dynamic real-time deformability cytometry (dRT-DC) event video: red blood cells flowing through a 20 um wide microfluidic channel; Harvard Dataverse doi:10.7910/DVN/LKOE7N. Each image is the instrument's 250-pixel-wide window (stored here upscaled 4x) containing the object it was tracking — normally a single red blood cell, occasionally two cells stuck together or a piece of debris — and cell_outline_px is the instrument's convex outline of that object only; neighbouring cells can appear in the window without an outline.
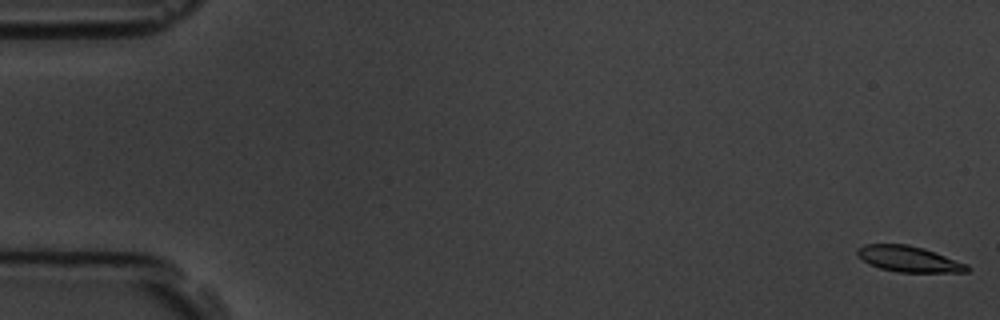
{"species": "common noctule bat (a hibernating species)", "species_latin": "Nyctalus noctula", "temperature_condition": "room temperature", "stored_images_in_passage": 4, "camera_frame_rate_fps": 3000, "um_per_image_px": 0.085, "animal": {"sex": "male", "body_mass_g": 19.5, "forearm_length_mm": 54.6}, "frame": {"image": 1, "passage_image": 1, "time_ms": 0.0, "image_size_px": [1000, 320], "cell_outline_px": [[972, 268], [968, 272], [896, 272], [880, 268], [868, 264], [856, 252], [856, 248], [864, 244], [908, 244], [924, 248], [968, 264]], "centroid_in_image_um": [77.27, 22.01], "position_along_channel_um": 7.7, "area_um2": 16.65}}